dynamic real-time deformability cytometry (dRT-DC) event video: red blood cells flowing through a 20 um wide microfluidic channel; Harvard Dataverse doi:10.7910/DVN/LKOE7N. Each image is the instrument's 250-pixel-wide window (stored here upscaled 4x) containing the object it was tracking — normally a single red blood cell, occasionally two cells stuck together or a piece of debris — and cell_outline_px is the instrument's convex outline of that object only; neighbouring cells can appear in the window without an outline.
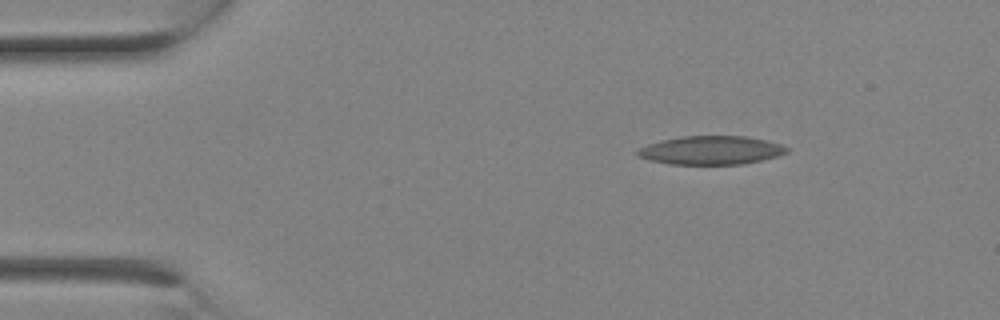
{"species": "Egyptian fruit bat (a non-hibernating species)", "species_latin": "Rousettus aegyptiacus", "temperature_condition": "room temperature", "stored_images_in_passage": 2, "camera_frame_rate_fps": 3000, "um_per_image_px": 0.085, "animal": {"sex": "female"}, "frame": {"image": 1, "passage_image": 2, "time_ms": 0.333, "image_size_px": [1000, 320], "cell_outline_px": [[788, 152], [764, 160], [744, 164], [668, 164], [648, 160], [636, 156], [636, 152], [640, 148], [648, 144], [664, 140], [684, 136], [744, 136], [764, 140], [780, 144], [788, 148]], "centroid_in_image_um": [60.43, 12.78], "position_along_channel_um": 24.6, "area_um2": 24.74}}